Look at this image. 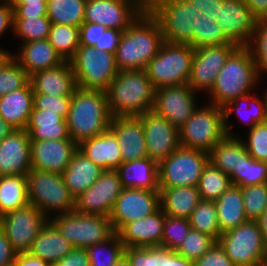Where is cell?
I'll use <instances>...</instances> for the list:
<instances>
[{
  "mask_svg": "<svg viewBox=\"0 0 267 266\" xmlns=\"http://www.w3.org/2000/svg\"><path fill=\"white\" fill-rule=\"evenodd\" d=\"M72 96L57 97L55 95L34 94L33 106L46 112H56L67 119Z\"/></svg>",
  "mask_w": 267,
  "mask_h": 266,
  "instance_id": "53",
  "label": "cell"
},
{
  "mask_svg": "<svg viewBox=\"0 0 267 266\" xmlns=\"http://www.w3.org/2000/svg\"><path fill=\"white\" fill-rule=\"evenodd\" d=\"M90 266H114L124 256V245L115 232L105 241L86 248Z\"/></svg>",
  "mask_w": 267,
  "mask_h": 266,
  "instance_id": "44",
  "label": "cell"
},
{
  "mask_svg": "<svg viewBox=\"0 0 267 266\" xmlns=\"http://www.w3.org/2000/svg\"><path fill=\"white\" fill-rule=\"evenodd\" d=\"M109 130L120 145L122 163L148 157L143 123L138 116L112 117Z\"/></svg>",
  "mask_w": 267,
  "mask_h": 266,
  "instance_id": "22",
  "label": "cell"
},
{
  "mask_svg": "<svg viewBox=\"0 0 267 266\" xmlns=\"http://www.w3.org/2000/svg\"><path fill=\"white\" fill-rule=\"evenodd\" d=\"M247 135L242 141L248 154L255 160L267 162V121L256 124Z\"/></svg>",
  "mask_w": 267,
  "mask_h": 266,
  "instance_id": "52",
  "label": "cell"
},
{
  "mask_svg": "<svg viewBox=\"0 0 267 266\" xmlns=\"http://www.w3.org/2000/svg\"><path fill=\"white\" fill-rule=\"evenodd\" d=\"M87 0H47V17L52 23L80 27Z\"/></svg>",
  "mask_w": 267,
  "mask_h": 266,
  "instance_id": "40",
  "label": "cell"
},
{
  "mask_svg": "<svg viewBox=\"0 0 267 266\" xmlns=\"http://www.w3.org/2000/svg\"><path fill=\"white\" fill-rule=\"evenodd\" d=\"M119 147L115 135L109 129L77 145L83 155L103 170H116L122 163Z\"/></svg>",
  "mask_w": 267,
  "mask_h": 266,
  "instance_id": "27",
  "label": "cell"
},
{
  "mask_svg": "<svg viewBox=\"0 0 267 266\" xmlns=\"http://www.w3.org/2000/svg\"><path fill=\"white\" fill-rule=\"evenodd\" d=\"M164 42L158 20L146 8L123 31L115 54L118 71L145 69Z\"/></svg>",
  "mask_w": 267,
  "mask_h": 266,
  "instance_id": "1",
  "label": "cell"
},
{
  "mask_svg": "<svg viewBox=\"0 0 267 266\" xmlns=\"http://www.w3.org/2000/svg\"><path fill=\"white\" fill-rule=\"evenodd\" d=\"M34 94L72 96L76 90L75 75L70 61L57 67L42 70L30 76Z\"/></svg>",
  "mask_w": 267,
  "mask_h": 266,
  "instance_id": "25",
  "label": "cell"
},
{
  "mask_svg": "<svg viewBox=\"0 0 267 266\" xmlns=\"http://www.w3.org/2000/svg\"><path fill=\"white\" fill-rule=\"evenodd\" d=\"M25 130L31 141L71 139L67 122L62 116L34 106Z\"/></svg>",
  "mask_w": 267,
  "mask_h": 266,
  "instance_id": "32",
  "label": "cell"
},
{
  "mask_svg": "<svg viewBox=\"0 0 267 266\" xmlns=\"http://www.w3.org/2000/svg\"><path fill=\"white\" fill-rule=\"evenodd\" d=\"M31 168L29 135L25 129L13 130L0 142V176H26Z\"/></svg>",
  "mask_w": 267,
  "mask_h": 266,
  "instance_id": "21",
  "label": "cell"
},
{
  "mask_svg": "<svg viewBox=\"0 0 267 266\" xmlns=\"http://www.w3.org/2000/svg\"><path fill=\"white\" fill-rule=\"evenodd\" d=\"M191 229L205 233L216 241L222 234L219 227L215 201L201 200L188 218Z\"/></svg>",
  "mask_w": 267,
  "mask_h": 266,
  "instance_id": "43",
  "label": "cell"
},
{
  "mask_svg": "<svg viewBox=\"0 0 267 266\" xmlns=\"http://www.w3.org/2000/svg\"><path fill=\"white\" fill-rule=\"evenodd\" d=\"M111 119L105 91L76 88L66 122L69 137L77 145L107 131Z\"/></svg>",
  "mask_w": 267,
  "mask_h": 266,
  "instance_id": "2",
  "label": "cell"
},
{
  "mask_svg": "<svg viewBox=\"0 0 267 266\" xmlns=\"http://www.w3.org/2000/svg\"><path fill=\"white\" fill-rule=\"evenodd\" d=\"M218 10H197L194 7V31L189 45L194 49L212 45L235 44L222 31L216 20Z\"/></svg>",
  "mask_w": 267,
  "mask_h": 266,
  "instance_id": "35",
  "label": "cell"
},
{
  "mask_svg": "<svg viewBox=\"0 0 267 266\" xmlns=\"http://www.w3.org/2000/svg\"><path fill=\"white\" fill-rule=\"evenodd\" d=\"M130 266H162L163 247H124Z\"/></svg>",
  "mask_w": 267,
  "mask_h": 266,
  "instance_id": "51",
  "label": "cell"
},
{
  "mask_svg": "<svg viewBox=\"0 0 267 266\" xmlns=\"http://www.w3.org/2000/svg\"><path fill=\"white\" fill-rule=\"evenodd\" d=\"M48 220L34 205L28 204L0 217V228L17 254L29 253L35 238Z\"/></svg>",
  "mask_w": 267,
  "mask_h": 266,
  "instance_id": "14",
  "label": "cell"
},
{
  "mask_svg": "<svg viewBox=\"0 0 267 266\" xmlns=\"http://www.w3.org/2000/svg\"><path fill=\"white\" fill-rule=\"evenodd\" d=\"M260 80L251 51L247 46H238L227 58L208 92L210 104L223 107L240 96L252 93Z\"/></svg>",
  "mask_w": 267,
  "mask_h": 266,
  "instance_id": "4",
  "label": "cell"
},
{
  "mask_svg": "<svg viewBox=\"0 0 267 266\" xmlns=\"http://www.w3.org/2000/svg\"><path fill=\"white\" fill-rule=\"evenodd\" d=\"M9 4H40L47 3V0H6Z\"/></svg>",
  "mask_w": 267,
  "mask_h": 266,
  "instance_id": "67",
  "label": "cell"
},
{
  "mask_svg": "<svg viewBox=\"0 0 267 266\" xmlns=\"http://www.w3.org/2000/svg\"><path fill=\"white\" fill-rule=\"evenodd\" d=\"M116 170L123 188L159 191L158 164L149 157L123 162Z\"/></svg>",
  "mask_w": 267,
  "mask_h": 266,
  "instance_id": "29",
  "label": "cell"
},
{
  "mask_svg": "<svg viewBox=\"0 0 267 266\" xmlns=\"http://www.w3.org/2000/svg\"><path fill=\"white\" fill-rule=\"evenodd\" d=\"M17 253L0 228V266H13Z\"/></svg>",
  "mask_w": 267,
  "mask_h": 266,
  "instance_id": "59",
  "label": "cell"
},
{
  "mask_svg": "<svg viewBox=\"0 0 267 266\" xmlns=\"http://www.w3.org/2000/svg\"><path fill=\"white\" fill-rule=\"evenodd\" d=\"M14 9V18L47 17V3L10 4Z\"/></svg>",
  "mask_w": 267,
  "mask_h": 266,
  "instance_id": "56",
  "label": "cell"
},
{
  "mask_svg": "<svg viewBox=\"0 0 267 266\" xmlns=\"http://www.w3.org/2000/svg\"><path fill=\"white\" fill-rule=\"evenodd\" d=\"M197 10H218L223 0H188Z\"/></svg>",
  "mask_w": 267,
  "mask_h": 266,
  "instance_id": "64",
  "label": "cell"
},
{
  "mask_svg": "<svg viewBox=\"0 0 267 266\" xmlns=\"http://www.w3.org/2000/svg\"><path fill=\"white\" fill-rule=\"evenodd\" d=\"M12 56V53L0 48V66Z\"/></svg>",
  "mask_w": 267,
  "mask_h": 266,
  "instance_id": "68",
  "label": "cell"
},
{
  "mask_svg": "<svg viewBox=\"0 0 267 266\" xmlns=\"http://www.w3.org/2000/svg\"><path fill=\"white\" fill-rule=\"evenodd\" d=\"M114 266H130V263L125 256H122Z\"/></svg>",
  "mask_w": 267,
  "mask_h": 266,
  "instance_id": "69",
  "label": "cell"
},
{
  "mask_svg": "<svg viewBox=\"0 0 267 266\" xmlns=\"http://www.w3.org/2000/svg\"><path fill=\"white\" fill-rule=\"evenodd\" d=\"M106 94L112 117L140 116L154 106L155 88L145 69L118 71Z\"/></svg>",
  "mask_w": 267,
  "mask_h": 266,
  "instance_id": "3",
  "label": "cell"
},
{
  "mask_svg": "<svg viewBox=\"0 0 267 266\" xmlns=\"http://www.w3.org/2000/svg\"><path fill=\"white\" fill-rule=\"evenodd\" d=\"M237 47V44H225L195 49L187 85L197 93L201 90L206 93L209 92L214 85L218 72Z\"/></svg>",
  "mask_w": 267,
  "mask_h": 266,
  "instance_id": "17",
  "label": "cell"
},
{
  "mask_svg": "<svg viewBox=\"0 0 267 266\" xmlns=\"http://www.w3.org/2000/svg\"><path fill=\"white\" fill-rule=\"evenodd\" d=\"M50 266H60V265L56 262V263H50Z\"/></svg>",
  "mask_w": 267,
  "mask_h": 266,
  "instance_id": "71",
  "label": "cell"
},
{
  "mask_svg": "<svg viewBox=\"0 0 267 266\" xmlns=\"http://www.w3.org/2000/svg\"><path fill=\"white\" fill-rule=\"evenodd\" d=\"M102 171V168L90 161L77 149L61 175L71 196L76 199L94 184Z\"/></svg>",
  "mask_w": 267,
  "mask_h": 266,
  "instance_id": "30",
  "label": "cell"
},
{
  "mask_svg": "<svg viewBox=\"0 0 267 266\" xmlns=\"http://www.w3.org/2000/svg\"><path fill=\"white\" fill-rule=\"evenodd\" d=\"M252 15L258 19H267V0H244Z\"/></svg>",
  "mask_w": 267,
  "mask_h": 266,
  "instance_id": "63",
  "label": "cell"
},
{
  "mask_svg": "<svg viewBox=\"0 0 267 266\" xmlns=\"http://www.w3.org/2000/svg\"><path fill=\"white\" fill-rule=\"evenodd\" d=\"M209 153L179 147L158 164L159 188L198 186Z\"/></svg>",
  "mask_w": 267,
  "mask_h": 266,
  "instance_id": "12",
  "label": "cell"
},
{
  "mask_svg": "<svg viewBox=\"0 0 267 266\" xmlns=\"http://www.w3.org/2000/svg\"><path fill=\"white\" fill-rule=\"evenodd\" d=\"M217 241L211 236L190 229L183 244L176 251L180 256L196 261L205 254Z\"/></svg>",
  "mask_w": 267,
  "mask_h": 266,
  "instance_id": "50",
  "label": "cell"
},
{
  "mask_svg": "<svg viewBox=\"0 0 267 266\" xmlns=\"http://www.w3.org/2000/svg\"><path fill=\"white\" fill-rule=\"evenodd\" d=\"M76 86L84 90L107 91L118 74L115 54L80 45L70 60Z\"/></svg>",
  "mask_w": 267,
  "mask_h": 266,
  "instance_id": "8",
  "label": "cell"
},
{
  "mask_svg": "<svg viewBox=\"0 0 267 266\" xmlns=\"http://www.w3.org/2000/svg\"><path fill=\"white\" fill-rule=\"evenodd\" d=\"M143 123L148 157L159 164L180 147L179 128L149 111L138 116Z\"/></svg>",
  "mask_w": 267,
  "mask_h": 266,
  "instance_id": "19",
  "label": "cell"
},
{
  "mask_svg": "<svg viewBox=\"0 0 267 266\" xmlns=\"http://www.w3.org/2000/svg\"><path fill=\"white\" fill-rule=\"evenodd\" d=\"M162 266H195V261L180 256L176 251L163 247Z\"/></svg>",
  "mask_w": 267,
  "mask_h": 266,
  "instance_id": "61",
  "label": "cell"
},
{
  "mask_svg": "<svg viewBox=\"0 0 267 266\" xmlns=\"http://www.w3.org/2000/svg\"><path fill=\"white\" fill-rule=\"evenodd\" d=\"M195 266H235L224 249L216 242L205 254L195 261Z\"/></svg>",
  "mask_w": 267,
  "mask_h": 266,
  "instance_id": "54",
  "label": "cell"
},
{
  "mask_svg": "<svg viewBox=\"0 0 267 266\" xmlns=\"http://www.w3.org/2000/svg\"><path fill=\"white\" fill-rule=\"evenodd\" d=\"M147 9L158 20L165 42L191 43L194 6L188 0H147Z\"/></svg>",
  "mask_w": 267,
  "mask_h": 266,
  "instance_id": "11",
  "label": "cell"
},
{
  "mask_svg": "<svg viewBox=\"0 0 267 266\" xmlns=\"http://www.w3.org/2000/svg\"><path fill=\"white\" fill-rule=\"evenodd\" d=\"M49 221L74 246L87 248L110 238L115 232L109 217L71 211L51 215Z\"/></svg>",
  "mask_w": 267,
  "mask_h": 266,
  "instance_id": "9",
  "label": "cell"
},
{
  "mask_svg": "<svg viewBox=\"0 0 267 266\" xmlns=\"http://www.w3.org/2000/svg\"><path fill=\"white\" fill-rule=\"evenodd\" d=\"M196 94L187 84L157 88L152 111L180 128L199 107Z\"/></svg>",
  "mask_w": 267,
  "mask_h": 266,
  "instance_id": "18",
  "label": "cell"
},
{
  "mask_svg": "<svg viewBox=\"0 0 267 266\" xmlns=\"http://www.w3.org/2000/svg\"><path fill=\"white\" fill-rule=\"evenodd\" d=\"M260 266H267V257H266V259L260 264Z\"/></svg>",
  "mask_w": 267,
  "mask_h": 266,
  "instance_id": "70",
  "label": "cell"
},
{
  "mask_svg": "<svg viewBox=\"0 0 267 266\" xmlns=\"http://www.w3.org/2000/svg\"><path fill=\"white\" fill-rule=\"evenodd\" d=\"M147 8V0H87L84 22L126 30Z\"/></svg>",
  "mask_w": 267,
  "mask_h": 266,
  "instance_id": "13",
  "label": "cell"
},
{
  "mask_svg": "<svg viewBox=\"0 0 267 266\" xmlns=\"http://www.w3.org/2000/svg\"><path fill=\"white\" fill-rule=\"evenodd\" d=\"M107 28L101 24L83 22L80 25V45L99 46V38Z\"/></svg>",
  "mask_w": 267,
  "mask_h": 266,
  "instance_id": "55",
  "label": "cell"
},
{
  "mask_svg": "<svg viewBox=\"0 0 267 266\" xmlns=\"http://www.w3.org/2000/svg\"><path fill=\"white\" fill-rule=\"evenodd\" d=\"M229 177L232 185L241 188L267 183V162L252 158L241 139V164Z\"/></svg>",
  "mask_w": 267,
  "mask_h": 266,
  "instance_id": "38",
  "label": "cell"
},
{
  "mask_svg": "<svg viewBox=\"0 0 267 266\" xmlns=\"http://www.w3.org/2000/svg\"><path fill=\"white\" fill-rule=\"evenodd\" d=\"M165 215L160 208L150 216L125 224L117 232L124 247L161 246Z\"/></svg>",
  "mask_w": 267,
  "mask_h": 266,
  "instance_id": "24",
  "label": "cell"
},
{
  "mask_svg": "<svg viewBox=\"0 0 267 266\" xmlns=\"http://www.w3.org/2000/svg\"><path fill=\"white\" fill-rule=\"evenodd\" d=\"M57 263L60 266H90L86 248H73Z\"/></svg>",
  "mask_w": 267,
  "mask_h": 266,
  "instance_id": "58",
  "label": "cell"
},
{
  "mask_svg": "<svg viewBox=\"0 0 267 266\" xmlns=\"http://www.w3.org/2000/svg\"><path fill=\"white\" fill-rule=\"evenodd\" d=\"M244 212L251 221H258L267 209V183L241 188Z\"/></svg>",
  "mask_w": 267,
  "mask_h": 266,
  "instance_id": "47",
  "label": "cell"
},
{
  "mask_svg": "<svg viewBox=\"0 0 267 266\" xmlns=\"http://www.w3.org/2000/svg\"><path fill=\"white\" fill-rule=\"evenodd\" d=\"M194 53L189 44L164 42L145 68L154 88L187 84Z\"/></svg>",
  "mask_w": 267,
  "mask_h": 266,
  "instance_id": "6",
  "label": "cell"
},
{
  "mask_svg": "<svg viewBox=\"0 0 267 266\" xmlns=\"http://www.w3.org/2000/svg\"><path fill=\"white\" fill-rule=\"evenodd\" d=\"M77 150L72 139L31 141L32 168L61 174Z\"/></svg>",
  "mask_w": 267,
  "mask_h": 266,
  "instance_id": "23",
  "label": "cell"
},
{
  "mask_svg": "<svg viewBox=\"0 0 267 266\" xmlns=\"http://www.w3.org/2000/svg\"><path fill=\"white\" fill-rule=\"evenodd\" d=\"M215 206L221 233L248 221L239 186L232 185L215 201Z\"/></svg>",
  "mask_w": 267,
  "mask_h": 266,
  "instance_id": "36",
  "label": "cell"
},
{
  "mask_svg": "<svg viewBox=\"0 0 267 266\" xmlns=\"http://www.w3.org/2000/svg\"><path fill=\"white\" fill-rule=\"evenodd\" d=\"M160 207L168 216L189 218L201 201L198 186L159 188Z\"/></svg>",
  "mask_w": 267,
  "mask_h": 266,
  "instance_id": "34",
  "label": "cell"
},
{
  "mask_svg": "<svg viewBox=\"0 0 267 266\" xmlns=\"http://www.w3.org/2000/svg\"><path fill=\"white\" fill-rule=\"evenodd\" d=\"M2 3L0 2V37L9 28L12 32L14 29V9L6 0H2Z\"/></svg>",
  "mask_w": 267,
  "mask_h": 266,
  "instance_id": "60",
  "label": "cell"
},
{
  "mask_svg": "<svg viewBox=\"0 0 267 266\" xmlns=\"http://www.w3.org/2000/svg\"><path fill=\"white\" fill-rule=\"evenodd\" d=\"M13 266H50V263L34 257L30 253H20L16 255Z\"/></svg>",
  "mask_w": 267,
  "mask_h": 266,
  "instance_id": "62",
  "label": "cell"
},
{
  "mask_svg": "<svg viewBox=\"0 0 267 266\" xmlns=\"http://www.w3.org/2000/svg\"><path fill=\"white\" fill-rule=\"evenodd\" d=\"M17 53L12 56L30 77L34 73L59 66L64 62L48 39L21 43Z\"/></svg>",
  "mask_w": 267,
  "mask_h": 266,
  "instance_id": "26",
  "label": "cell"
},
{
  "mask_svg": "<svg viewBox=\"0 0 267 266\" xmlns=\"http://www.w3.org/2000/svg\"><path fill=\"white\" fill-rule=\"evenodd\" d=\"M52 22L48 17L14 18L13 35L23 43L48 39Z\"/></svg>",
  "mask_w": 267,
  "mask_h": 266,
  "instance_id": "45",
  "label": "cell"
},
{
  "mask_svg": "<svg viewBox=\"0 0 267 266\" xmlns=\"http://www.w3.org/2000/svg\"><path fill=\"white\" fill-rule=\"evenodd\" d=\"M226 136L223 108L210 103L198 107L179 128L181 147L207 153Z\"/></svg>",
  "mask_w": 267,
  "mask_h": 266,
  "instance_id": "7",
  "label": "cell"
},
{
  "mask_svg": "<svg viewBox=\"0 0 267 266\" xmlns=\"http://www.w3.org/2000/svg\"><path fill=\"white\" fill-rule=\"evenodd\" d=\"M29 81L26 71L11 56L0 66V97L23 88Z\"/></svg>",
  "mask_w": 267,
  "mask_h": 266,
  "instance_id": "46",
  "label": "cell"
},
{
  "mask_svg": "<svg viewBox=\"0 0 267 266\" xmlns=\"http://www.w3.org/2000/svg\"><path fill=\"white\" fill-rule=\"evenodd\" d=\"M190 229L191 226L187 218L165 215L161 247L177 251Z\"/></svg>",
  "mask_w": 267,
  "mask_h": 266,
  "instance_id": "49",
  "label": "cell"
},
{
  "mask_svg": "<svg viewBox=\"0 0 267 266\" xmlns=\"http://www.w3.org/2000/svg\"><path fill=\"white\" fill-rule=\"evenodd\" d=\"M216 20L224 34L238 46H247L252 38L257 19L244 0H223Z\"/></svg>",
  "mask_w": 267,
  "mask_h": 266,
  "instance_id": "20",
  "label": "cell"
},
{
  "mask_svg": "<svg viewBox=\"0 0 267 266\" xmlns=\"http://www.w3.org/2000/svg\"><path fill=\"white\" fill-rule=\"evenodd\" d=\"M80 27L52 23L49 43L64 61H70L80 46Z\"/></svg>",
  "mask_w": 267,
  "mask_h": 266,
  "instance_id": "41",
  "label": "cell"
},
{
  "mask_svg": "<svg viewBox=\"0 0 267 266\" xmlns=\"http://www.w3.org/2000/svg\"><path fill=\"white\" fill-rule=\"evenodd\" d=\"M29 204L34 205L48 219L75 210L71 196L61 174L31 168L26 175ZM57 213V214H56Z\"/></svg>",
  "mask_w": 267,
  "mask_h": 266,
  "instance_id": "5",
  "label": "cell"
},
{
  "mask_svg": "<svg viewBox=\"0 0 267 266\" xmlns=\"http://www.w3.org/2000/svg\"><path fill=\"white\" fill-rule=\"evenodd\" d=\"M74 246L48 220L35 238L29 253L48 263H56Z\"/></svg>",
  "mask_w": 267,
  "mask_h": 266,
  "instance_id": "33",
  "label": "cell"
},
{
  "mask_svg": "<svg viewBox=\"0 0 267 266\" xmlns=\"http://www.w3.org/2000/svg\"><path fill=\"white\" fill-rule=\"evenodd\" d=\"M251 51L259 78L267 73V19H258L247 45Z\"/></svg>",
  "mask_w": 267,
  "mask_h": 266,
  "instance_id": "48",
  "label": "cell"
},
{
  "mask_svg": "<svg viewBox=\"0 0 267 266\" xmlns=\"http://www.w3.org/2000/svg\"><path fill=\"white\" fill-rule=\"evenodd\" d=\"M258 223L260 225V229L263 235V240L265 242V245L267 246V209L261 215L260 219L258 220Z\"/></svg>",
  "mask_w": 267,
  "mask_h": 266,
  "instance_id": "65",
  "label": "cell"
},
{
  "mask_svg": "<svg viewBox=\"0 0 267 266\" xmlns=\"http://www.w3.org/2000/svg\"><path fill=\"white\" fill-rule=\"evenodd\" d=\"M263 94V100L258 96H254L252 93L240 96L233 101L228 102L223 106V115H224V126L226 130V135L229 137H237L233 132L232 125H229L228 118L231 114L236 113L238 118H240L243 123L249 125V130L258 123H263L267 121V91ZM246 106V107H245ZM247 106L249 111L247 113ZM245 110H244V109ZM246 111V112H245ZM244 114V116H243ZM247 116H246V115ZM246 117V118H245ZM242 118V119H241ZM231 128V129H230ZM234 134V135H233Z\"/></svg>",
  "mask_w": 267,
  "mask_h": 266,
  "instance_id": "31",
  "label": "cell"
},
{
  "mask_svg": "<svg viewBox=\"0 0 267 266\" xmlns=\"http://www.w3.org/2000/svg\"><path fill=\"white\" fill-rule=\"evenodd\" d=\"M34 91L29 81L23 88L0 97V117L14 130H24L33 108Z\"/></svg>",
  "mask_w": 267,
  "mask_h": 266,
  "instance_id": "28",
  "label": "cell"
},
{
  "mask_svg": "<svg viewBox=\"0 0 267 266\" xmlns=\"http://www.w3.org/2000/svg\"><path fill=\"white\" fill-rule=\"evenodd\" d=\"M122 189L117 170H103L94 184L75 199V211L110 217Z\"/></svg>",
  "mask_w": 267,
  "mask_h": 266,
  "instance_id": "15",
  "label": "cell"
},
{
  "mask_svg": "<svg viewBox=\"0 0 267 266\" xmlns=\"http://www.w3.org/2000/svg\"><path fill=\"white\" fill-rule=\"evenodd\" d=\"M14 129L0 117V142L8 136Z\"/></svg>",
  "mask_w": 267,
  "mask_h": 266,
  "instance_id": "66",
  "label": "cell"
},
{
  "mask_svg": "<svg viewBox=\"0 0 267 266\" xmlns=\"http://www.w3.org/2000/svg\"><path fill=\"white\" fill-rule=\"evenodd\" d=\"M122 34V31L107 28L104 33L100 35L99 46H94V48L96 50L116 54V49L119 45Z\"/></svg>",
  "mask_w": 267,
  "mask_h": 266,
  "instance_id": "57",
  "label": "cell"
},
{
  "mask_svg": "<svg viewBox=\"0 0 267 266\" xmlns=\"http://www.w3.org/2000/svg\"><path fill=\"white\" fill-rule=\"evenodd\" d=\"M160 208L159 191L123 188L109 219L117 233L128 222L150 216Z\"/></svg>",
  "mask_w": 267,
  "mask_h": 266,
  "instance_id": "16",
  "label": "cell"
},
{
  "mask_svg": "<svg viewBox=\"0 0 267 266\" xmlns=\"http://www.w3.org/2000/svg\"><path fill=\"white\" fill-rule=\"evenodd\" d=\"M217 242L235 266H260L267 257L258 221L248 220L223 232Z\"/></svg>",
  "mask_w": 267,
  "mask_h": 266,
  "instance_id": "10",
  "label": "cell"
},
{
  "mask_svg": "<svg viewBox=\"0 0 267 266\" xmlns=\"http://www.w3.org/2000/svg\"><path fill=\"white\" fill-rule=\"evenodd\" d=\"M28 204L29 196L26 176H0V217Z\"/></svg>",
  "mask_w": 267,
  "mask_h": 266,
  "instance_id": "37",
  "label": "cell"
},
{
  "mask_svg": "<svg viewBox=\"0 0 267 266\" xmlns=\"http://www.w3.org/2000/svg\"><path fill=\"white\" fill-rule=\"evenodd\" d=\"M241 136H226L209 152V162L230 176L241 164Z\"/></svg>",
  "mask_w": 267,
  "mask_h": 266,
  "instance_id": "39",
  "label": "cell"
},
{
  "mask_svg": "<svg viewBox=\"0 0 267 266\" xmlns=\"http://www.w3.org/2000/svg\"><path fill=\"white\" fill-rule=\"evenodd\" d=\"M231 186L230 177L208 162L198 184L201 200L216 201Z\"/></svg>",
  "mask_w": 267,
  "mask_h": 266,
  "instance_id": "42",
  "label": "cell"
}]
</instances>
